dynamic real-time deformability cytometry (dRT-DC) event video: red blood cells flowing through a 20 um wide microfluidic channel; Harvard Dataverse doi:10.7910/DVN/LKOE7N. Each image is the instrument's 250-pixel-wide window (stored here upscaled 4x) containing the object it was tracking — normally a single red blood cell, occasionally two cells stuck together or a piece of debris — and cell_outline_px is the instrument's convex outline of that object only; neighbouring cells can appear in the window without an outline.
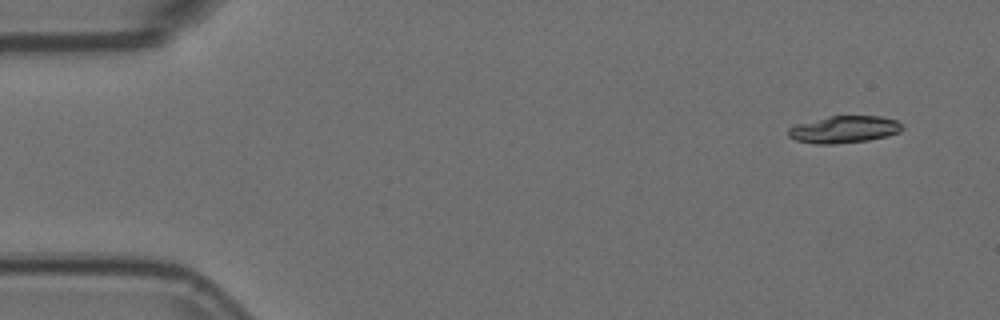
{"species": "Egyptian fruit bat (a non-hibernating species)", "species_latin": "Rousettus aegyptiacus", "temperature_condition": "room temperature", "stored_images_in_passage": 5, "camera_frame_rate_fps": 3000, "um_per_image_px": 0.085, "animal": {"sex": "female"}, "frame": {"image": 1, "passage_image": 1, "time_ms": 0.0, "image_size_px": [1000, 320], "cell_outline_px": [[904, 128], [900, 132], [868, 140], [832, 144], [816, 144], [796, 140], [788, 136], [788, 128], [796, 124], [828, 116], [880, 116], [896, 120]], "centroid_in_image_um": [71.72, 10.99], "position_along_channel_um": 13.3, "area_um2": 17.86}}
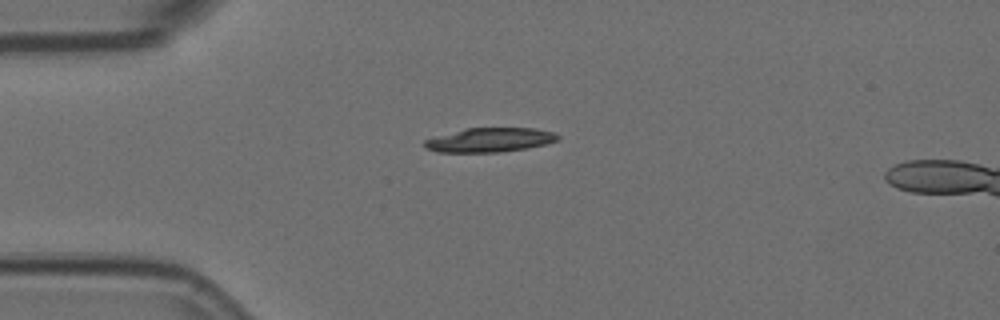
{"frame": {"image": 2, "passage_image": 4, "time_ms": 1.0, "image_size_px": [1000, 320], "cell_outline_px": [[560, 140], [528, 148], [500, 152], [436, 152], [424, 148], [424, 140], [464, 128], [536, 128], [552, 132], [560, 136]], "centroid_in_image_um": [41.64, 11.9], "position_along_channel_um": 43.4, "area_um2": 18.84}}